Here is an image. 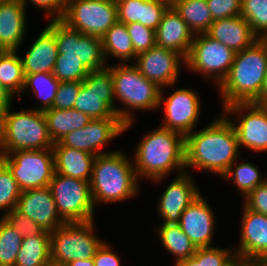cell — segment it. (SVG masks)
<instances>
[{
  "instance_id": "6da1fadb",
  "label": "cell",
  "mask_w": 267,
  "mask_h": 266,
  "mask_svg": "<svg viewBox=\"0 0 267 266\" xmlns=\"http://www.w3.org/2000/svg\"><path fill=\"white\" fill-rule=\"evenodd\" d=\"M224 116L185 136L186 169L208 170L222 177L232 164H236L240 154L238 137L232 121Z\"/></svg>"
},
{
  "instance_id": "7a4b0ae2",
  "label": "cell",
  "mask_w": 267,
  "mask_h": 266,
  "mask_svg": "<svg viewBox=\"0 0 267 266\" xmlns=\"http://www.w3.org/2000/svg\"><path fill=\"white\" fill-rule=\"evenodd\" d=\"M267 71V39H258L237 52L226 79L218 87L223 109L236 103H254L259 97Z\"/></svg>"
},
{
  "instance_id": "3957f363",
  "label": "cell",
  "mask_w": 267,
  "mask_h": 266,
  "mask_svg": "<svg viewBox=\"0 0 267 266\" xmlns=\"http://www.w3.org/2000/svg\"><path fill=\"white\" fill-rule=\"evenodd\" d=\"M134 169L140 176L160 181L173 169L181 172L185 165V137L163 127L149 132L137 145Z\"/></svg>"
},
{
  "instance_id": "277c9868",
  "label": "cell",
  "mask_w": 267,
  "mask_h": 266,
  "mask_svg": "<svg viewBox=\"0 0 267 266\" xmlns=\"http://www.w3.org/2000/svg\"><path fill=\"white\" fill-rule=\"evenodd\" d=\"M129 159L120 151L95 157L89 181L93 203H113L138 192V177Z\"/></svg>"
},
{
  "instance_id": "5b68a950",
  "label": "cell",
  "mask_w": 267,
  "mask_h": 266,
  "mask_svg": "<svg viewBox=\"0 0 267 266\" xmlns=\"http://www.w3.org/2000/svg\"><path fill=\"white\" fill-rule=\"evenodd\" d=\"M53 145L43 111L12 113L9 109L0 118V151L5 155L18 150L51 149Z\"/></svg>"
},
{
  "instance_id": "8992f818",
  "label": "cell",
  "mask_w": 267,
  "mask_h": 266,
  "mask_svg": "<svg viewBox=\"0 0 267 266\" xmlns=\"http://www.w3.org/2000/svg\"><path fill=\"white\" fill-rule=\"evenodd\" d=\"M112 66L90 71L82 81L80 91L73 108L87 114L92 120L120 118L125 130L132 125L133 114L129 109L115 107Z\"/></svg>"
},
{
  "instance_id": "52a82bcc",
  "label": "cell",
  "mask_w": 267,
  "mask_h": 266,
  "mask_svg": "<svg viewBox=\"0 0 267 266\" xmlns=\"http://www.w3.org/2000/svg\"><path fill=\"white\" fill-rule=\"evenodd\" d=\"M94 220L65 223L50 232L51 265L66 266L74 260L93 258L103 241L94 235Z\"/></svg>"
},
{
  "instance_id": "ba28073f",
  "label": "cell",
  "mask_w": 267,
  "mask_h": 266,
  "mask_svg": "<svg viewBox=\"0 0 267 266\" xmlns=\"http://www.w3.org/2000/svg\"><path fill=\"white\" fill-rule=\"evenodd\" d=\"M58 214L66 223L94 220V203L88 181L54 173L49 184Z\"/></svg>"
},
{
  "instance_id": "9c48e42d",
  "label": "cell",
  "mask_w": 267,
  "mask_h": 266,
  "mask_svg": "<svg viewBox=\"0 0 267 266\" xmlns=\"http://www.w3.org/2000/svg\"><path fill=\"white\" fill-rule=\"evenodd\" d=\"M68 27L84 35L102 38L117 22L115 0H67L60 18Z\"/></svg>"
},
{
  "instance_id": "30bf717a",
  "label": "cell",
  "mask_w": 267,
  "mask_h": 266,
  "mask_svg": "<svg viewBox=\"0 0 267 266\" xmlns=\"http://www.w3.org/2000/svg\"><path fill=\"white\" fill-rule=\"evenodd\" d=\"M114 96L127 108L151 110L159 106L161 88L132 64L112 66Z\"/></svg>"
},
{
  "instance_id": "8fae6325",
  "label": "cell",
  "mask_w": 267,
  "mask_h": 266,
  "mask_svg": "<svg viewBox=\"0 0 267 266\" xmlns=\"http://www.w3.org/2000/svg\"><path fill=\"white\" fill-rule=\"evenodd\" d=\"M6 166L21 191L47 187L55 173L53 149L10 152Z\"/></svg>"
},
{
  "instance_id": "7c38bea8",
  "label": "cell",
  "mask_w": 267,
  "mask_h": 266,
  "mask_svg": "<svg viewBox=\"0 0 267 266\" xmlns=\"http://www.w3.org/2000/svg\"><path fill=\"white\" fill-rule=\"evenodd\" d=\"M235 54L232 49L207 33L196 34L185 60V66L198 73L201 72L206 75V78L214 75L213 80L219 87L230 72Z\"/></svg>"
},
{
  "instance_id": "4fadbf2b",
  "label": "cell",
  "mask_w": 267,
  "mask_h": 266,
  "mask_svg": "<svg viewBox=\"0 0 267 266\" xmlns=\"http://www.w3.org/2000/svg\"><path fill=\"white\" fill-rule=\"evenodd\" d=\"M47 27L54 33L60 56L78 57L90 71L106 68L102 39L84 35L68 27L60 19H51Z\"/></svg>"
},
{
  "instance_id": "5bb4252c",
  "label": "cell",
  "mask_w": 267,
  "mask_h": 266,
  "mask_svg": "<svg viewBox=\"0 0 267 266\" xmlns=\"http://www.w3.org/2000/svg\"><path fill=\"white\" fill-rule=\"evenodd\" d=\"M243 111L247 114H243ZM237 112L240 113L237 120L239 124H232L237 133L239 148L243 145L255 152L267 151V107L254 103H236L223 109L224 115Z\"/></svg>"
},
{
  "instance_id": "9a60e30c",
  "label": "cell",
  "mask_w": 267,
  "mask_h": 266,
  "mask_svg": "<svg viewBox=\"0 0 267 266\" xmlns=\"http://www.w3.org/2000/svg\"><path fill=\"white\" fill-rule=\"evenodd\" d=\"M200 97L193 89L180 88L164 98L161 88L159 106L164 104L165 124L161 127L181 133L184 137L192 133L200 115Z\"/></svg>"
},
{
  "instance_id": "2e32d148",
  "label": "cell",
  "mask_w": 267,
  "mask_h": 266,
  "mask_svg": "<svg viewBox=\"0 0 267 266\" xmlns=\"http://www.w3.org/2000/svg\"><path fill=\"white\" fill-rule=\"evenodd\" d=\"M124 131L125 123L120 118L94 119L85 127L68 133L59 142L63 146L98 156L107 154V151H101L102 147Z\"/></svg>"
},
{
  "instance_id": "e0dca14e",
  "label": "cell",
  "mask_w": 267,
  "mask_h": 266,
  "mask_svg": "<svg viewBox=\"0 0 267 266\" xmlns=\"http://www.w3.org/2000/svg\"><path fill=\"white\" fill-rule=\"evenodd\" d=\"M135 60L134 65L139 72L162 89L175 85L180 72L179 66L186 62L179 53L159 46L138 54Z\"/></svg>"
},
{
  "instance_id": "ac0fdd59",
  "label": "cell",
  "mask_w": 267,
  "mask_h": 266,
  "mask_svg": "<svg viewBox=\"0 0 267 266\" xmlns=\"http://www.w3.org/2000/svg\"><path fill=\"white\" fill-rule=\"evenodd\" d=\"M16 209L45 231H55L66 223L58 214L49 186L21 191Z\"/></svg>"
},
{
  "instance_id": "d6986e66",
  "label": "cell",
  "mask_w": 267,
  "mask_h": 266,
  "mask_svg": "<svg viewBox=\"0 0 267 266\" xmlns=\"http://www.w3.org/2000/svg\"><path fill=\"white\" fill-rule=\"evenodd\" d=\"M191 179L186 172H179L161 195L157 208L163 223L178 224L184 210L201 194Z\"/></svg>"
},
{
  "instance_id": "ffe728a7",
  "label": "cell",
  "mask_w": 267,
  "mask_h": 266,
  "mask_svg": "<svg viewBox=\"0 0 267 266\" xmlns=\"http://www.w3.org/2000/svg\"><path fill=\"white\" fill-rule=\"evenodd\" d=\"M178 225L197 247H211L215 216L202 193L181 214Z\"/></svg>"
},
{
  "instance_id": "44dd1931",
  "label": "cell",
  "mask_w": 267,
  "mask_h": 266,
  "mask_svg": "<svg viewBox=\"0 0 267 266\" xmlns=\"http://www.w3.org/2000/svg\"><path fill=\"white\" fill-rule=\"evenodd\" d=\"M240 247L236 257L244 260L267 259V216L243 208Z\"/></svg>"
},
{
  "instance_id": "7402d4cb",
  "label": "cell",
  "mask_w": 267,
  "mask_h": 266,
  "mask_svg": "<svg viewBox=\"0 0 267 266\" xmlns=\"http://www.w3.org/2000/svg\"><path fill=\"white\" fill-rule=\"evenodd\" d=\"M194 36L172 5L167 8L155 30L156 46L179 53L185 60Z\"/></svg>"
},
{
  "instance_id": "603a6c76",
  "label": "cell",
  "mask_w": 267,
  "mask_h": 266,
  "mask_svg": "<svg viewBox=\"0 0 267 266\" xmlns=\"http://www.w3.org/2000/svg\"><path fill=\"white\" fill-rule=\"evenodd\" d=\"M207 34L235 53L250 47L259 39L253 33L250 24L241 15L215 20Z\"/></svg>"
},
{
  "instance_id": "cb8c5ba5",
  "label": "cell",
  "mask_w": 267,
  "mask_h": 266,
  "mask_svg": "<svg viewBox=\"0 0 267 266\" xmlns=\"http://www.w3.org/2000/svg\"><path fill=\"white\" fill-rule=\"evenodd\" d=\"M26 7L19 0L0 4V50H18L26 34Z\"/></svg>"
},
{
  "instance_id": "d4e9b609",
  "label": "cell",
  "mask_w": 267,
  "mask_h": 266,
  "mask_svg": "<svg viewBox=\"0 0 267 266\" xmlns=\"http://www.w3.org/2000/svg\"><path fill=\"white\" fill-rule=\"evenodd\" d=\"M52 149L55 173L90 181L95 155L63 146L60 142L54 143Z\"/></svg>"
},
{
  "instance_id": "484cf974",
  "label": "cell",
  "mask_w": 267,
  "mask_h": 266,
  "mask_svg": "<svg viewBox=\"0 0 267 266\" xmlns=\"http://www.w3.org/2000/svg\"><path fill=\"white\" fill-rule=\"evenodd\" d=\"M58 55L54 33L46 27L22 60L24 74L53 73Z\"/></svg>"
},
{
  "instance_id": "4316f807",
  "label": "cell",
  "mask_w": 267,
  "mask_h": 266,
  "mask_svg": "<svg viewBox=\"0 0 267 266\" xmlns=\"http://www.w3.org/2000/svg\"><path fill=\"white\" fill-rule=\"evenodd\" d=\"M49 136L53 143L62 140L68 133L85 127L92 119L85 113L71 109H47L43 111Z\"/></svg>"
},
{
  "instance_id": "83f0119b",
  "label": "cell",
  "mask_w": 267,
  "mask_h": 266,
  "mask_svg": "<svg viewBox=\"0 0 267 266\" xmlns=\"http://www.w3.org/2000/svg\"><path fill=\"white\" fill-rule=\"evenodd\" d=\"M50 232L24 237L14 266H51Z\"/></svg>"
},
{
  "instance_id": "f1b7e54d",
  "label": "cell",
  "mask_w": 267,
  "mask_h": 266,
  "mask_svg": "<svg viewBox=\"0 0 267 266\" xmlns=\"http://www.w3.org/2000/svg\"><path fill=\"white\" fill-rule=\"evenodd\" d=\"M171 5L194 34L207 33L214 22L206 0H171Z\"/></svg>"
},
{
  "instance_id": "f546056e",
  "label": "cell",
  "mask_w": 267,
  "mask_h": 266,
  "mask_svg": "<svg viewBox=\"0 0 267 266\" xmlns=\"http://www.w3.org/2000/svg\"><path fill=\"white\" fill-rule=\"evenodd\" d=\"M101 39L105 61H107L106 58L108 55H113L116 58L118 57V59L120 58L123 63L130 60V58L136 59L137 54L134 51L126 24L117 21Z\"/></svg>"
},
{
  "instance_id": "4dcf8cb0",
  "label": "cell",
  "mask_w": 267,
  "mask_h": 266,
  "mask_svg": "<svg viewBox=\"0 0 267 266\" xmlns=\"http://www.w3.org/2000/svg\"><path fill=\"white\" fill-rule=\"evenodd\" d=\"M16 50H0V83L11 94L23 91L25 74L21 58Z\"/></svg>"
},
{
  "instance_id": "1f68e13d",
  "label": "cell",
  "mask_w": 267,
  "mask_h": 266,
  "mask_svg": "<svg viewBox=\"0 0 267 266\" xmlns=\"http://www.w3.org/2000/svg\"><path fill=\"white\" fill-rule=\"evenodd\" d=\"M157 228L162 245L177 258L176 262L194 255L197 247L178 224L162 223Z\"/></svg>"
},
{
  "instance_id": "d6a6232c",
  "label": "cell",
  "mask_w": 267,
  "mask_h": 266,
  "mask_svg": "<svg viewBox=\"0 0 267 266\" xmlns=\"http://www.w3.org/2000/svg\"><path fill=\"white\" fill-rule=\"evenodd\" d=\"M59 85L60 81L55 78L53 73L25 74L23 92L27 88H32L31 91L41 100L40 107L34 109L45 111L52 108Z\"/></svg>"
},
{
  "instance_id": "836d02e7",
  "label": "cell",
  "mask_w": 267,
  "mask_h": 266,
  "mask_svg": "<svg viewBox=\"0 0 267 266\" xmlns=\"http://www.w3.org/2000/svg\"><path fill=\"white\" fill-rule=\"evenodd\" d=\"M260 175L256 166L250 162H242L238 163L236 167L232 164L222 178L232 179L238 187L237 190H240L246 197L253 189L267 180V178L261 179Z\"/></svg>"
},
{
  "instance_id": "e575fe53",
  "label": "cell",
  "mask_w": 267,
  "mask_h": 266,
  "mask_svg": "<svg viewBox=\"0 0 267 266\" xmlns=\"http://www.w3.org/2000/svg\"><path fill=\"white\" fill-rule=\"evenodd\" d=\"M240 15L259 39H267V0H242Z\"/></svg>"
},
{
  "instance_id": "d590c367",
  "label": "cell",
  "mask_w": 267,
  "mask_h": 266,
  "mask_svg": "<svg viewBox=\"0 0 267 266\" xmlns=\"http://www.w3.org/2000/svg\"><path fill=\"white\" fill-rule=\"evenodd\" d=\"M23 237L0 219V266H14Z\"/></svg>"
},
{
  "instance_id": "8d00e7d4",
  "label": "cell",
  "mask_w": 267,
  "mask_h": 266,
  "mask_svg": "<svg viewBox=\"0 0 267 266\" xmlns=\"http://www.w3.org/2000/svg\"><path fill=\"white\" fill-rule=\"evenodd\" d=\"M89 72L78 57L57 55L53 75L60 82H82Z\"/></svg>"
},
{
  "instance_id": "74e56055",
  "label": "cell",
  "mask_w": 267,
  "mask_h": 266,
  "mask_svg": "<svg viewBox=\"0 0 267 266\" xmlns=\"http://www.w3.org/2000/svg\"><path fill=\"white\" fill-rule=\"evenodd\" d=\"M21 190L12 172L5 166L0 172V210L8 208L6 213L16 208Z\"/></svg>"
},
{
  "instance_id": "f35d334b",
  "label": "cell",
  "mask_w": 267,
  "mask_h": 266,
  "mask_svg": "<svg viewBox=\"0 0 267 266\" xmlns=\"http://www.w3.org/2000/svg\"><path fill=\"white\" fill-rule=\"evenodd\" d=\"M231 249H220L217 247H200L197 248L193 257L201 262V266H228L237 257L231 254Z\"/></svg>"
},
{
  "instance_id": "ab89813d",
  "label": "cell",
  "mask_w": 267,
  "mask_h": 266,
  "mask_svg": "<svg viewBox=\"0 0 267 266\" xmlns=\"http://www.w3.org/2000/svg\"><path fill=\"white\" fill-rule=\"evenodd\" d=\"M126 29L131 37L134 51L138 55L156 46L155 31L139 22L126 24Z\"/></svg>"
},
{
  "instance_id": "60d3db41",
  "label": "cell",
  "mask_w": 267,
  "mask_h": 266,
  "mask_svg": "<svg viewBox=\"0 0 267 266\" xmlns=\"http://www.w3.org/2000/svg\"><path fill=\"white\" fill-rule=\"evenodd\" d=\"M2 218L23 238L41 235L45 232L39 224H36L33 220L18 211L16 208L11 210L9 213H5Z\"/></svg>"
},
{
  "instance_id": "b9f144b4",
  "label": "cell",
  "mask_w": 267,
  "mask_h": 266,
  "mask_svg": "<svg viewBox=\"0 0 267 266\" xmlns=\"http://www.w3.org/2000/svg\"><path fill=\"white\" fill-rule=\"evenodd\" d=\"M171 0H143L142 25L157 29Z\"/></svg>"
},
{
  "instance_id": "7bdbcfd3",
  "label": "cell",
  "mask_w": 267,
  "mask_h": 266,
  "mask_svg": "<svg viewBox=\"0 0 267 266\" xmlns=\"http://www.w3.org/2000/svg\"><path fill=\"white\" fill-rule=\"evenodd\" d=\"M117 5V21L130 24H142L143 0H115Z\"/></svg>"
},
{
  "instance_id": "ee69618b",
  "label": "cell",
  "mask_w": 267,
  "mask_h": 266,
  "mask_svg": "<svg viewBox=\"0 0 267 266\" xmlns=\"http://www.w3.org/2000/svg\"><path fill=\"white\" fill-rule=\"evenodd\" d=\"M81 85L82 82L78 81L60 82L52 108L63 110L73 108Z\"/></svg>"
},
{
  "instance_id": "f6af8a7d",
  "label": "cell",
  "mask_w": 267,
  "mask_h": 266,
  "mask_svg": "<svg viewBox=\"0 0 267 266\" xmlns=\"http://www.w3.org/2000/svg\"><path fill=\"white\" fill-rule=\"evenodd\" d=\"M213 21L240 16L242 0H206Z\"/></svg>"
},
{
  "instance_id": "bcb514c9",
  "label": "cell",
  "mask_w": 267,
  "mask_h": 266,
  "mask_svg": "<svg viewBox=\"0 0 267 266\" xmlns=\"http://www.w3.org/2000/svg\"><path fill=\"white\" fill-rule=\"evenodd\" d=\"M244 203L247 209L267 216V180L253 189Z\"/></svg>"
},
{
  "instance_id": "7dc6e473",
  "label": "cell",
  "mask_w": 267,
  "mask_h": 266,
  "mask_svg": "<svg viewBox=\"0 0 267 266\" xmlns=\"http://www.w3.org/2000/svg\"><path fill=\"white\" fill-rule=\"evenodd\" d=\"M25 7H27V2L29 1L42 9H44L47 12V15L51 17V15H54V19H60L66 9L67 6V0H19Z\"/></svg>"
},
{
  "instance_id": "c3c4849f",
  "label": "cell",
  "mask_w": 267,
  "mask_h": 266,
  "mask_svg": "<svg viewBox=\"0 0 267 266\" xmlns=\"http://www.w3.org/2000/svg\"><path fill=\"white\" fill-rule=\"evenodd\" d=\"M103 242L93 257L94 266H120V259L109 246Z\"/></svg>"
},
{
  "instance_id": "681fc988",
  "label": "cell",
  "mask_w": 267,
  "mask_h": 266,
  "mask_svg": "<svg viewBox=\"0 0 267 266\" xmlns=\"http://www.w3.org/2000/svg\"><path fill=\"white\" fill-rule=\"evenodd\" d=\"M14 95L0 83V118L11 108Z\"/></svg>"
},
{
  "instance_id": "f907efd6",
  "label": "cell",
  "mask_w": 267,
  "mask_h": 266,
  "mask_svg": "<svg viewBox=\"0 0 267 266\" xmlns=\"http://www.w3.org/2000/svg\"><path fill=\"white\" fill-rule=\"evenodd\" d=\"M254 104H257L262 107H267V71L265 74V81H264L262 91L259 97L257 98V100L254 102Z\"/></svg>"
},
{
  "instance_id": "816d5d0a",
  "label": "cell",
  "mask_w": 267,
  "mask_h": 266,
  "mask_svg": "<svg viewBox=\"0 0 267 266\" xmlns=\"http://www.w3.org/2000/svg\"><path fill=\"white\" fill-rule=\"evenodd\" d=\"M175 266H201V262H198L193 256L187 259L176 262Z\"/></svg>"
},
{
  "instance_id": "f5cc1de1",
  "label": "cell",
  "mask_w": 267,
  "mask_h": 266,
  "mask_svg": "<svg viewBox=\"0 0 267 266\" xmlns=\"http://www.w3.org/2000/svg\"><path fill=\"white\" fill-rule=\"evenodd\" d=\"M66 266H94L93 258L74 260L68 263Z\"/></svg>"
},
{
  "instance_id": "db71d44e",
  "label": "cell",
  "mask_w": 267,
  "mask_h": 266,
  "mask_svg": "<svg viewBox=\"0 0 267 266\" xmlns=\"http://www.w3.org/2000/svg\"><path fill=\"white\" fill-rule=\"evenodd\" d=\"M242 266H267V259H262V260L242 259Z\"/></svg>"
},
{
  "instance_id": "11a10c76",
  "label": "cell",
  "mask_w": 267,
  "mask_h": 266,
  "mask_svg": "<svg viewBox=\"0 0 267 266\" xmlns=\"http://www.w3.org/2000/svg\"><path fill=\"white\" fill-rule=\"evenodd\" d=\"M6 166V155L0 151V172Z\"/></svg>"
},
{
  "instance_id": "9f6ffc18",
  "label": "cell",
  "mask_w": 267,
  "mask_h": 266,
  "mask_svg": "<svg viewBox=\"0 0 267 266\" xmlns=\"http://www.w3.org/2000/svg\"><path fill=\"white\" fill-rule=\"evenodd\" d=\"M228 266H242V259L236 258L230 265Z\"/></svg>"
},
{
  "instance_id": "6f0895ef",
  "label": "cell",
  "mask_w": 267,
  "mask_h": 266,
  "mask_svg": "<svg viewBox=\"0 0 267 266\" xmlns=\"http://www.w3.org/2000/svg\"><path fill=\"white\" fill-rule=\"evenodd\" d=\"M8 1H10V0H0V4H1V3L8 2Z\"/></svg>"
}]
</instances>
